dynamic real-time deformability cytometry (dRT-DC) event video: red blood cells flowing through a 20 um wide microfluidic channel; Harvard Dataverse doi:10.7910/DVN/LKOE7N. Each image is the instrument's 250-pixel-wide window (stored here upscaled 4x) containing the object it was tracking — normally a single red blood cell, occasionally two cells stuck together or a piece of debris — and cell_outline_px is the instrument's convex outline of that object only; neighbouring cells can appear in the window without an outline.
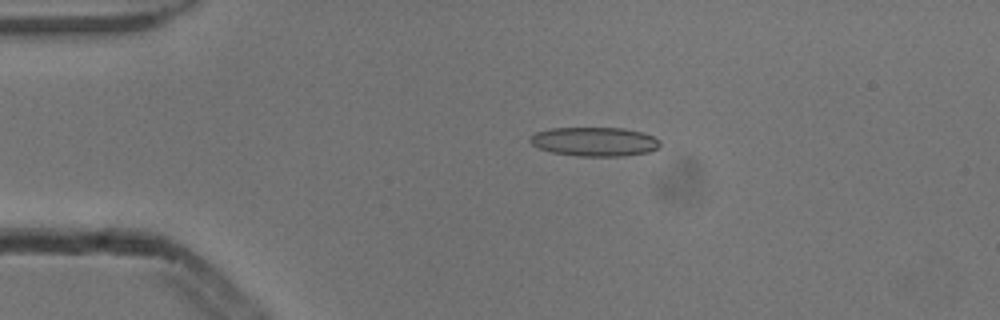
{"species": "common noctule bat (a hibernating species)", "species_latin": "Nyctalus noctula", "temperature_condition": "cold", "stored_images_in_passage": 4, "camera_frame_rate_fps": 3000, "um_per_image_px": 0.085, "animal": {"sex": "male", "body_mass_g": 13.3}, "frame": {"image": 1, "passage_image": 3, "time_ms": 0.667, "image_size_px": [1000, 320], "cell_outline_px": [[660, 144], [656, 148], [648, 152], [624, 156], [580, 156], [552, 152], [540, 148], [532, 144], [528, 140], [528, 136], [536, 132], [552, 128], [624, 128], [644, 132], [660, 140]], "centroid_in_image_um": [50.53, 12.03], "position_along_channel_um": 34.5, "area_um2": 22.02}}